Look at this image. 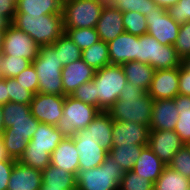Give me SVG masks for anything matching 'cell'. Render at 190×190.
Masks as SVG:
<instances>
[{
  "mask_svg": "<svg viewBox=\"0 0 190 190\" xmlns=\"http://www.w3.org/2000/svg\"><path fill=\"white\" fill-rule=\"evenodd\" d=\"M153 99L142 88L127 82L116 102L107 110L113 120L150 126Z\"/></svg>",
  "mask_w": 190,
  "mask_h": 190,
  "instance_id": "obj_1",
  "label": "cell"
},
{
  "mask_svg": "<svg viewBox=\"0 0 190 190\" xmlns=\"http://www.w3.org/2000/svg\"><path fill=\"white\" fill-rule=\"evenodd\" d=\"M11 23L27 33L39 46L52 45L65 32L62 13L48 15L15 13Z\"/></svg>",
  "mask_w": 190,
  "mask_h": 190,
  "instance_id": "obj_2",
  "label": "cell"
},
{
  "mask_svg": "<svg viewBox=\"0 0 190 190\" xmlns=\"http://www.w3.org/2000/svg\"><path fill=\"white\" fill-rule=\"evenodd\" d=\"M32 64L38 77L39 93L64 95L61 77L64 66L58 58V51L52 45L40 46L39 54Z\"/></svg>",
  "mask_w": 190,
  "mask_h": 190,
  "instance_id": "obj_3",
  "label": "cell"
},
{
  "mask_svg": "<svg viewBox=\"0 0 190 190\" xmlns=\"http://www.w3.org/2000/svg\"><path fill=\"white\" fill-rule=\"evenodd\" d=\"M124 171L109 155L95 168L79 169L76 190H119Z\"/></svg>",
  "mask_w": 190,
  "mask_h": 190,
  "instance_id": "obj_4",
  "label": "cell"
},
{
  "mask_svg": "<svg viewBox=\"0 0 190 190\" xmlns=\"http://www.w3.org/2000/svg\"><path fill=\"white\" fill-rule=\"evenodd\" d=\"M127 83L121 65H107L94 74L95 92L98 95V110H107L117 101Z\"/></svg>",
  "mask_w": 190,
  "mask_h": 190,
  "instance_id": "obj_5",
  "label": "cell"
},
{
  "mask_svg": "<svg viewBox=\"0 0 190 190\" xmlns=\"http://www.w3.org/2000/svg\"><path fill=\"white\" fill-rule=\"evenodd\" d=\"M136 61L161 70L180 67L182 59L173 45H161L154 37L144 34L138 36Z\"/></svg>",
  "mask_w": 190,
  "mask_h": 190,
  "instance_id": "obj_6",
  "label": "cell"
},
{
  "mask_svg": "<svg viewBox=\"0 0 190 190\" xmlns=\"http://www.w3.org/2000/svg\"><path fill=\"white\" fill-rule=\"evenodd\" d=\"M100 111L71 95L65 96L63 116L56 127L64 137L72 138L78 130L86 128Z\"/></svg>",
  "mask_w": 190,
  "mask_h": 190,
  "instance_id": "obj_7",
  "label": "cell"
},
{
  "mask_svg": "<svg viewBox=\"0 0 190 190\" xmlns=\"http://www.w3.org/2000/svg\"><path fill=\"white\" fill-rule=\"evenodd\" d=\"M108 0H67L62 3L64 28H95Z\"/></svg>",
  "mask_w": 190,
  "mask_h": 190,
  "instance_id": "obj_8",
  "label": "cell"
},
{
  "mask_svg": "<svg viewBox=\"0 0 190 190\" xmlns=\"http://www.w3.org/2000/svg\"><path fill=\"white\" fill-rule=\"evenodd\" d=\"M39 123L33 115L29 119L3 120L4 131L1 137L13 159L18 161L22 156Z\"/></svg>",
  "mask_w": 190,
  "mask_h": 190,
  "instance_id": "obj_9",
  "label": "cell"
},
{
  "mask_svg": "<svg viewBox=\"0 0 190 190\" xmlns=\"http://www.w3.org/2000/svg\"><path fill=\"white\" fill-rule=\"evenodd\" d=\"M39 48L40 46L27 33L12 24L4 31L3 55L19 56L33 62L39 54Z\"/></svg>",
  "mask_w": 190,
  "mask_h": 190,
  "instance_id": "obj_10",
  "label": "cell"
},
{
  "mask_svg": "<svg viewBox=\"0 0 190 190\" xmlns=\"http://www.w3.org/2000/svg\"><path fill=\"white\" fill-rule=\"evenodd\" d=\"M145 18L148 27L147 34L157 39L161 45H174L180 25L168 15L165 8L151 11Z\"/></svg>",
  "mask_w": 190,
  "mask_h": 190,
  "instance_id": "obj_11",
  "label": "cell"
},
{
  "mask_svg": "<svg viewBox=\"0 0 190 190\" xmlns=\"http://www.w3.org/2000/svg\"><path fill=\"white\" fill-rule=\"evenodd\" d=\"M64 100V95L37 92L30 103L31 113L39 122L56 126L63 116Z\"/></svg>",
  "mask_w": 190,
  "mask_h": 190,
  "instance_id": "obj_12",
  "label": "cell"
},
{
  "mask_svg": "<svg viewBox=\"0 0 190 190\" xmlns=\"http://www.w3.org/2000/svg\"><path fill=\"white\" fill-rule=\"evenodd\" d=\"M184 145L174 130H150L148 147L166 166Z\"/></svg>",
  "mask_w": 190,
  "mask_h": 190,
  "instance_id": "obj_13",
  "label": "cell"
},
{
  "mask_svg": "<svg viewBox=\"0 0 190 190\" xmlns=\"http://www.w3.org/2000/svg\"><path fill=\"white\" fill-rule=\"evenodd\" d=\"M149 133L146 125L113 120L112 145H148Z\"/></svg>",
  "mask_w": 190,
  "mask_h": 190,
  "instance_id": "obj_14",
  "label": "cell"
},
{
  "mask_svg": "<svg viewBox=\"0 0 190 190\" xmlns=\"http://www.w3.org/2000/svg\"><path fill=\"white\" fill-rule=\"evenodd\" d=\"M147 93L153 100L173 99L179 94V67L155 70Z\"/></svg>",
  "mask_w": 190,
  "mask_h": 190,
  "instance_id": "obj_15",
  "label": "cell"
},
{
  "mask_svg": "<svg viewBox=\"0 0 190 190\" xmlns=\"http://www.w3.org/2000/svg\"><path fill=\"white\" fill-rule=\"evenodd\" d=\"M122 17L123 12L118 10L108 1L105 3L101 16L95 27L100 40L109 43L125 32Z\"/></svg>",
  "mask_w": 190,
  "mask_h": 190,
  "instance_id": "obj_16",
  "label": "cell"
},
{
  "mask_svg": "<svg viewBox=\"0 0 190 190\" xmlns=\"http://www.w3.org/2000/svg\"><path fill=\"white\" fill-rule=\"evenodd\" d=\"M73 139L76 149L79 151V169L87 170L98 167L108 156V151L89 136H81L77 132Z\"/></svg>",
  "mask_w": 190,
  "mask_h": 190,
  "instance_id": "obj_17",
  "label": "cell"
},
{
  "mask_svg": "<svg viewBox=\"0 0 190 190\" xmlns=\"http://www.w3.org/2000/svg\"><path fill=\"white\" fill-rule=\"evenodd\" d=\"M95 71L82 59L65 65L61 72L64 96L72 95L76 88L92 80Z\"/></svg>",
  "mask_w": 190,
  "mask_h": 190,
  "instance_id": "obj_18",
  "label": "cell"
},
{
  "mask_svg": "<svg viewBox=\"0 0 190 190\" xmlns=\"http://www.w3.org/2000/svg\"><path fill=\"white\" fill-rule=\"evenodd\" d=\"M112 130L113 119L107 112L101 111L86 128L77 132L81 136L91 137L94 142L109 152L113 147Z\"/></svg>",
  "mask_w": 190,
  "mask_h": 190,
  "instance_id": "obj_19",
  "label": "cell"
},
{
  "mask_svg": "<svg viewBox=\"0 0 190 190\" xmlns=\"http://www.w3.org/2000/svg\"><path fill=\"white\" fill-rule=\"evenodd\" d=\"M138 49V36L122 33L108 43L111 65H122L136 61Z\"/></svg>",
  "mask_w": 190,
  "mask_h": 190,
  "instance_id": "obj_20",
  "label": "cell"
},
{
  "mask_svg": "<svg viewBox=\"0 0 190 190\" xmlns=\"http://www.w3.org/2000/svg\"><path fill=\"white\" fill-rule=\"evenodd\" d=\"M178 111L173 99L153 100L150 130H174Z\"/></svg>",
  "mask_w": 190,
  "mask_h": 190,
  "instance_id": "obj_21",
  "label": "cell"
},
{
  "mask_svg": "<svg viewBox=\"0 0 190 190\" xmlns=\"http://www.w3.org/2000/svg\"><path fill=\"white\" fill-rule=\"evenodd\" d=\"M41 171L16 161L9 178L7 190H40Z\"/></svg>",
  "mask_w": 190,
  "mask_h": 190,
  "instance_id": "obj_22",
  "label": "cell"
},
{
  "mask_svg": "<svg viewBox=\"0 0 190 190\" xmlns=\"http://www.w3.org/2000/svg\"><path fill=\"white\" fill-rule=\"evenodd\" d=\"M50 164L72 174H77L79 170V151L76 149L73 137H64L58 144L51 154Z\"/></svg>",
  "mask_w": 190,
  "mask_h": 190,
  "instance_id": "obj_23",
  "label": "cell"
},
{
  "mask_svg": "<svg viewBox=\"0 0 190 190\" xmlns=\"http://www.w3.org/2000/svg\"><path fill=\"white\" fill-rule=\"evenodd\" d=\"M165 166L161 159H159L148 146H145L134 164L132 171L142 178L150 180L154 184L162 174Z\"/></svg>",
  "mask_w": 190,
  "mask_h": 190,
  "instance_id": "obj_24",
  "label": "cell"
},
{
  "mask_svg": "<svg viewBox=\"0 0 190 190\" xmlns=\"http://www.w3.org/2000/svg\"><path fill=\"white\" fill-rule=\"evenodd\" d=\"M42 186L49 189L76 190V175L62 168L49 165L43 171Z\"/></svg>",
  "mask_w": 190,
  "mask_h": 190,
  "instance_id": "obj_25",
  "label": "cell"
},
{
  "mask_svg": "<svg viewBox=\"0 0 190 190\" xmlns=\"http://www.w3.org/2000/svg\"><path fill=\"white\" fill-rule=\"evenodd\" d=\"M126 76L127 82L133 86L148 91L152 82L155 69L147 63L130 61L121 65Z\"/></svg>",
  "mask_w": 190,
  "mask_h": 190,
  "instance_id": "obj_26",
  "label": "cell"
},
{
  "mask_svg": "<svg viewBox=\"0 0 190 190\" xmlns=\"http://www.w3.org/2000/svg\"><path fill=\"white\" fill-rule=\"evenodd\" d=\"M63 139L64 136L56 126L40 122L28 145H32V148L46 149L52 154Z\"/></svg>",
  "mask_w": 190,
  "mask_h": 190,
  "instance_id": "obj_27",
  "label": "cell"
},
{
  "mask_svg": "<svg viewBox=\"0 0 190 190\" xmlns=\"http://www.w3.org/2000/svg\"><path fill=\"white\" fill-rule=\"evenodd\" d=\"M61 0H18L16 13L28 15H48L62 13Z\"/></svg>",
  "mask_w": 190,
  "mask_h": 190,
  "instance_id": "obj_28",
  "label": "cell"
},
{
  "mask_svg": "<svg viewBox=\"0 0 190 190\" xmlns=\"http://www.w3.org/2000/svg\"><path fill=\"white\" fill-rule=\"evenodd\" d=\"M173 100L178 111V120L174 131L187 145L190 142V96L178 94Z\"/></svg>",
  "mask_w": 190,
  "mask_h": 190,
  "instance_id": "obj_29",
  "label": "cell"
},
{
  "mask_svg": "<svg viewBox=\"0 0 190 190\" xmlns=\"http://www.w3.org/2000/svg\"><path fill=\"white\" fill-rule=\"evenodd\" d=\"M145 146L148 145L131 144L113 146L108 152V155L113 158L114 162L118 164L124 172H127L133 169L134 164Z\"/></svg>",
  "mask_w": 190,
  "mask_h": 190,
  "instance_id": "obj_30",
  "label": "cell"
},
{
  "mask_svg": "<svg viewBox=\"0 0 190 190\" xmlns=\"http://www.w3.org/2000/svg\"><path fill=\"white\" fill-rule=\"evenodd\" d=\"M190 187V179L165 166L162 174L153 184V190H187Z\"/></svg>",
  "mask_w": 190,
  "mask_h": 190,
  "instance_id": "obj_31",
  "label": "cell"
},
{
  "mask_svg": "<svg viewBox=\"0 0 190 190\" xmlns=\"http://www.w3.org/2000/svg\"><path fill=\"white\" fill-rule=\"evenodd\" d=\"M81 59L95 70L110 65L108 43L99 40L90 47L82 50Z\"/></svg>",
  "mask_w": 190,
  "mask_h": 190,
  "instance_id": "obj_32",
  "label": "cell"
},
{
  "mask_svg": "<svg viewBox=\"0 0 190 190\" xmlns=\"http://www.w3.org/2000/svg\"><path fill=\"white\" fill-rule=\"evenodd\" d=\"M52 46L58 51V58L63 66L81 59L82 50L64 32Z\"/></svg>",
  "mask_w": 190,
  "mask_h": 190,
  "instance_id": "obj_33",
  "label": "cell"
},
{
  "mask_svg": "<svg viewBox=\"0 0 190 190\" xmlns=\"http://www.w3.org/2000/svg\"><path fill=\"white\" fill-rule=\"evenodd\" d=\"M51 154L46 149L32 148V145H27L19 162L23 165L43 171L50 165Z\"/></svg>",
  "mask_w": 190,
  "mask_h": 190,
  "instance_id": "obj_34",
  "label": "cell"
},
{
  "mask_svg": "<svg viewBox=\"0 0 190 190\" xmlns=\"http://www.w3.org/2000/svg\"><path fill=\"white\" fill-rule=\"evenodd\" d=\"M108 2L121 12L135 11L145 16L161 8L154 0H108Z\"/></svg>",
  "mask_w": 190,
  "mask_h": 190,
  "instance_id": "obj_35",
  "label": "cell"
},
{
  "mask_svg": "<svg viewBox=\"0 0 190 190\" xmlns=\"http://www.w3.org/2000/svg\"><path fill=\"white\" fill-rule=\"evenodd\" d=\"M64 31L81 50L100 40L95 28H64Z\"/></svg>",
  "mask_w": 190,
  "mask_h": 190,
  "instance_id": "obj_36",
  "label": "cell"
},
{
  "mask_svg": "<svg viewBox=\"0 0 190 190\" xmlns=\"http://www.w3.org/2000/svg\"><path fill=\"white\" fill-rule=\"evenodd\" d=\"M123 25L125 28V32L135 35L141 36L147 34L148 27L146 23L145 15H142L138 12H123Z\"/></svg>",
  "mask_w": 190,
  "mask_h": 190,
  "instance_id": "obj_37",
  "label": "cell"
},
{
  "mask_svg": "<svg viewBox=\"0 0 190 190\" xmlns=\"http://www.w3.org/2000/svg\"><path fill=\"white\" fill-rule=\"evenodd\" d=\"M31 64V61L23 57L3 55L1 59V71L3 78H14Z\"/></svg>",
  "mask_w": 190,
  "mask_h": 190,
  "instance_id": "obj_38",
  "label": "cell"
},
{
  "mask_svg": "<svg viewBox=\"0 0 190 190\" xmlns=\"http://www.w3.org/2000/svg\"><path fill=\"white\" fill-rule=\"evenodd\" d=\"M119 190H153V183L130 170L124 172Z\"/></svg>",
  "mask_w": 190,
  "mask_h": 190,
  "instance_id": "obj_39",
  "label": "cell"
},
{
  "mask_svg": "<svg viewBox=\"0 0 190 190\" xmlns=\"http://www.w3.org/2000/svg\"><path fill=\"white\" fill-rule=\"evenodd\" d=\"M3 120L29 119L32 116L30 105L7 102L1 105Z\"/></svg>",
  "mask_w": 190,
  "mask_h": 190,
  "instance_id": "obj_40",
  "label": "cell"
},
{
  "mask_svg": "<svg viewBox=\"0 0 190 190\" xmlns=\"http://www.w3.org/2000/svg\"><path fill=\"white\" fill-rule=\"evenodd\" d=\"M168 166L190 179V148L188 145L185 144L177 151Z\"/></svg>",
  "mask_w": 190,
  "mask_h": 190,
  "instance_id": "obj_41",
  "label": "cell"
},
{
  "mask_svg": "<svg viewBox=\"0 0 190 190\" xmlns=\"http://www.w3.org/2000/svg\"><path fill=\"white\" fill-rule=\"evenodd\" d=\"M9 102L30 105L34 94L18 83L15 78H8Z\"/></svg>",
  "mask_w": 190,
  "mask_h": 190,
  "instance_id": "obj_42",
  "label": "cell"
},
{
  "mask_svg": "<svg viewBox=\"0 0 190 190\" xmlns=\"http://www.w3.org/2000/svg\"><path fill=\"white\" fill-rule=\"evenodd\" d=\"M71 96L98 109V95L95 92L94 78L76 88Z\"/></svg>",
  "mask_w": 190,
  "mask_h": 190,
  "instance_id": "obj_43",
  "label": "cell"
},
{
  "mask_svg": "<svg viewBox=\"0 0 190 190\" xmlns=\"http://www.w3.org/2000/svg\"><path fill=\"white\" fill-rule=\"evenodd\" d=\"M174 48L181 59L190 56V21L180 25Z\"/></svg>",
  "mask_w": 190,
  "mask_h": 190,
  "instance_id": "obj_44",
  "label": "cell"
},
{
  "mask_svg": "<svg viewBox=\"0 0 190 190\" xmlns=\"http://www.w3.org/2000/svg\"><path fill=\"white\" fill-rule=\"evenodd\" d=\"M14 78L18 83H20L24 88L31 91L34 95L38 92L39 82L33 64L26 67Z\"/></svg>",
  "mask_w": 190,
  "mask_h": 190,
  "instance_id": "obj_45",
  "label": "cell"
},
{
  "mask_svg": "<svg viewBox=\"0 0 190 190\" xmlns=\"http://www.w3.org/2000/svg\"><path fill=\"white\" fill-rule=\"evenodd\" d=\"M166 10L168 15L179 25L190 21V0H179L177 4Z\"/></svg>",
  "mask_w": 190,
  "mask_h": 190,
  "instance_id": "obj_46",
  "label": "cell"
},
{
  "mask_svg": "<svg viewBox=\"0 0 190 190\" xmlns=\"http://www.w3.org/2000/svg\"><path fill=\"white\" fill-rule=\"evenodd\" d=\"M16 161L0 162V190H7L12 168Z\"/></svg>",
  "mask_w": 190,
  "mask_h": 190,
  "instance_id": "obj_47",
  "label": "cell"
},
{
  "mask_svg": "<svg viewBox=\"0 0 190 190\" xmlns=\"http://www.w3.org/2000/svg\"><path fill=\"white\" fill-rule=\"evenodd\" d=\"M179 94L190 96V73L179 67Z\"/></svg>",
  "mask_w": 190,
  "mask_h": 190,
  "instance_id": "obj_48",
  "label": "cell"
},
{
  "mask_svg": "<svg viewBox=\"0 0 190 190\" xmlns=\"http://www.w3.org/2000/svg\"><path fill=\"white\" fill-rule=\"evenodd\" d=\"M16 13V3L12 0H0V14L6 16L11 22Z\"/></svg>",
  "mask_w": 190,
  "mask_h": 190,
  "instance_id": "obj_49",
  "label": "cell"
},
{
  "mask_svg": "<svg viewBox=\"0 0 190 190\" xmlns=\"http://www.w3.org/2000/svg\"><path fill=\"white\" fill-rule=\"evenodd\" d=\"M9 102L8 78L0 79V105Z\"/></svg>",
  "mask_w": 190,
  "mask_h": 190,
  "instance_id": "obj_50",
  "label": "cell"
},
{
  "mask_svg": "<svg viewBox=\"0 0 190 190\" xmlns=\"http://www.w3.org/2000/svg\"><path fill=\"white\" fill-rule=\"evenodd\" d=\"M1 161H17L11 157L8 150L4 146L2 137L0 136V162Z\"/></svg>",
  "mask_w": 190,
  "mask_h": 190,
  "instance_id": "obj_51",
  "label": "cell"
},
{
  "mask_svg": "<svg viewBox=\"0 0 190 190\" xmlns=\"http://www.w3.org/2000/svg\"><path fill=\"white\" fill-rule=\"evenodd\" d=\"M154 1L157 3V5L165 9L174 6L179 2V0H154Z\"/></svg>",
  "mask_w": 190,
  "mask_h": 190,
  "instance_id": "obj_52",
  "label": "cell"
},
{
  "mask_svg": "<svg viewBox=\"0 0 190 190\" xmlns=\"http://www.w3.org/2000/svg\"><path fill=\"white\" fill-rule=\"evenodd\" d=\"M11 24V21L6 16L0 14V31L4 32Z\"/></svg>",
  "mask_w": 190,
  "mask_h": 190,
  "instance_id": "obj_53",
  "label": "cell"
},
{
  "mask_svg": "<svg viewBox=\"0 0 190 190\" xmlns=\"http://www.w3.org/2000/svg\"><path fill=\"white\" fill-rule=\"evenodd\" d=\"M181 66L190 73V56L182 59Z\"/></svg>",
  "mask_w": 190,
  "mask_h": 190,
  "instance_id": "obj_54",
  "label": "cell"
},
{
  "mask_svg": "<svg viewBox=\"0 0 190 190\" xmlns=\"http://www.w3.org/2000/svg\"><path fill=\"white\" fill-rule=\"evenodd\" d=\"M4 131V124H3V114H2V109L0 105V136Z\"/></svg>",
  "mask_w": 190,
  "mask_h": 190,
  "instance_id": "obj_55",
  "label": "cell"
},
{
  "mask_svg": "<svg viewBox=\"0 0 190 190\" xmlns=\"http://www.w3.org/2000/svg\"><path fill=\"white\" fill-rule=\"evenodd\" d=\"M3 34L4 32L0 31V51H2Z\"/></svg>",
  "mask_w": 190,
  "mask_h": 190,
  "instance_id": "obj_56",
  "label": "cell"
},
{
  "mask_svg": "<svg viewBox=\"0 0 190 190\" xmlns=\"http://www.w3.org/2000/svg\"><path fill=\"white\" fill-rule=\"evenodd\" d=\"M2 57H3V53H2V51H0V79L3 78L2 71H1V59H2Z\"/></svg>",
  "mask_w": 190,
  "mask_h": 190,
  "instance_id": "obj_57",
  "label": "cell"
},
{
  "mask_svg": "<svg viewBox=\"0 0 190 190\" xmlns=\"http://www.w3.org/2000/svg\"><path fill=\"white\" fill-rule=\"evenodd\" d=\"M40 190H63V189H49V187H41Z\"/></svg>",
  "mask_w": 190,
  "mask_h": 190,
  "instance_id": "obj_58",
  "label": "cell"
}]
</instances>
